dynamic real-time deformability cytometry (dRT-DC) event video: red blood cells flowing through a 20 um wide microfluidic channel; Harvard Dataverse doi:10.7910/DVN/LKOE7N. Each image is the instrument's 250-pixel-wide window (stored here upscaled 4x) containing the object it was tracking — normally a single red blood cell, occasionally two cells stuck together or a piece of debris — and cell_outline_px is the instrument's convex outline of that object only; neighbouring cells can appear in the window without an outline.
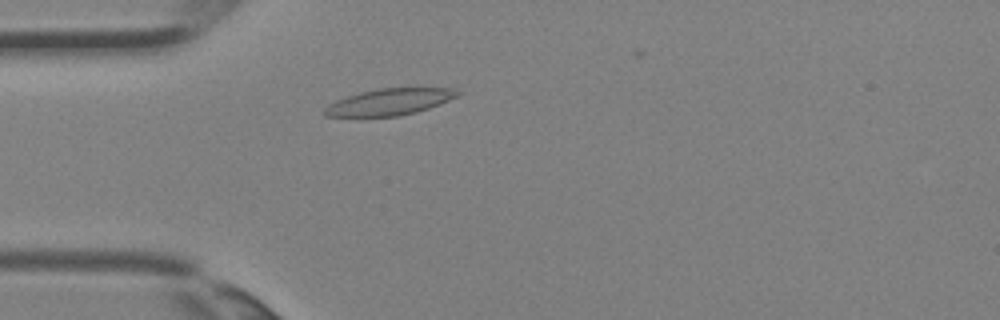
{"species": "Egyptian fruit bat (a non-hibernating species)", "species_latin": "Rousettus aegyptiacus", "temperature_condition": "room temperature", "stored_images_in_passage": 2, "camera_frame_rate_fps": 3000, "um_per_image_px": 0.085, "animal": {"sex": "female"}, "frame": {"image": 1, "passage_image": 2, "time_ms": 0.333, "image_size_px": [1000, 320], "cell_outline_px": [[460, 92], [456, 96], [448, 100], [428, 108], [416, 112], [400, 116], [324, 116], [324, 108], [328, 104], [336, 100], [360, 92], [380, 88], [452, 88]], "centroid_in_image_um": [33.07, 8.66], "position_along_channel_um": 51.9, "area_um2": 20.23}}